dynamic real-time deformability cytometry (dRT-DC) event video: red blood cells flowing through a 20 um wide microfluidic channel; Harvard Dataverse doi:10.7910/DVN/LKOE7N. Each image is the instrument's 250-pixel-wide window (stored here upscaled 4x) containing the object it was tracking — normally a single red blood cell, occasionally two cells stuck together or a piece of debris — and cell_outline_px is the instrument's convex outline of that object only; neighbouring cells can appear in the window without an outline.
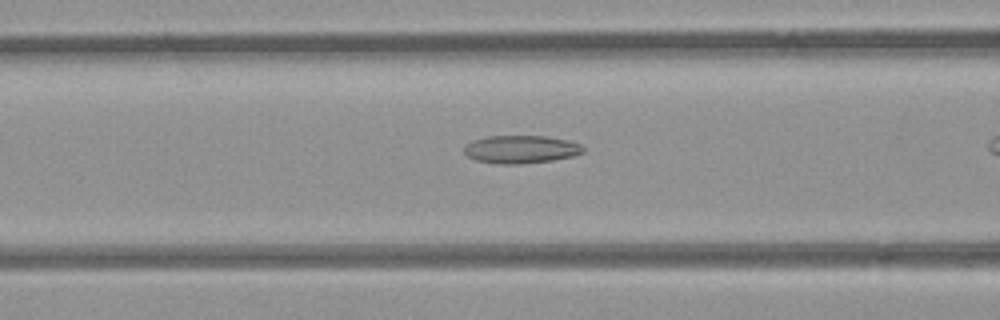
{"species": "common noctule bat (a hibernating species)", "species_latin": "Nyctalus noctula", "temperature_condition": "room temperature", "stored_images_in_passage": 30, "camera_frame_rate_fps": 3000, "um_per_image_px": 0.085, "animal": {"sex": "female", "body_mass_g": 21.9}, "frame": {"image": 1, "passage_image": 10, "time_ms": 3.0, "image_size_px": [1000, 320], "cell_outline_px": [[584, 152], [572, 156], [552, 160], [520, 164], [496, 164], [476, 160], [468, 156], [464, 152], [464, 148], [472, 140], [488, 136], [544, 136], [568, 140], [580, 144], [584, 148]], "centroid_in_image_um": [44.27, 12.69], "position_along_channel_um": 122.3, "area_um2": 19.31}}
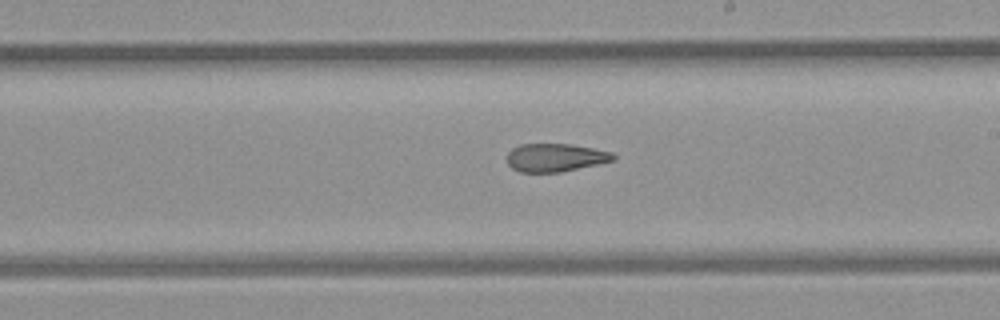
{"frame": {"image": 2, "passage_image": 19, "time_ms": 6.0, "image_size_px": [1000, 320], "cell_outline_px": [[616, 156], [612, 160], [596, 164], [560, 172], [520, 172], [512, 168], [508, 164], [508, 152], [512, 148], [520, 144], [568, 144], [592, 148], [612, 152]], "centroid_in_image_um": [47.16, 13.39], "position_along_channel_um": 241.8, "area_um2": 17.17}}
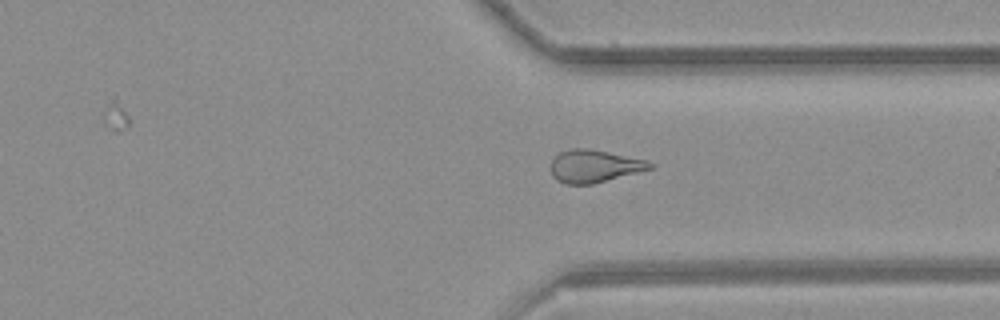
{"frame": {"image": 3, "passage_image": 28, "time_ms": 9.0, "image_size_px": [1000, 320], "cell_outline_px": [[656, 164], [652, 168], [592, 184], [564, 184], [556, 180], [552, 176], [552, 160], [560, 152], [568, 148], [588, 148], [648, 160]], "centroid_in_image_um": [50.51, 14.11], "position_along_channel_um": 360.9, "area_um2": 18.79}}